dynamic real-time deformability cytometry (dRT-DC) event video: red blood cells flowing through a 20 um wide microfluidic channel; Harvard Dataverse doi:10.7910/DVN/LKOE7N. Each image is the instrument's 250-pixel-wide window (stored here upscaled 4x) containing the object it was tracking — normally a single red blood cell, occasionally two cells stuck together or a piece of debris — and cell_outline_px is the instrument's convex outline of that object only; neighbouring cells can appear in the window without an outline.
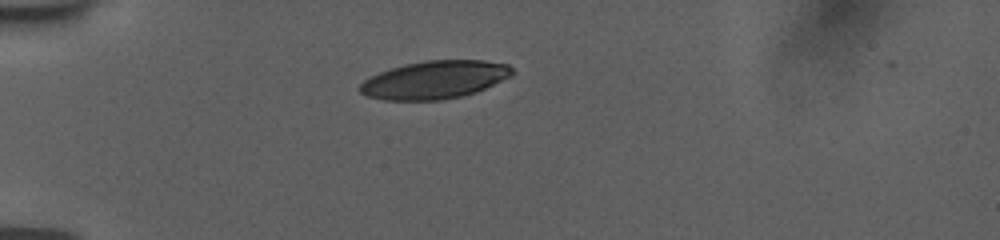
{"species": "human", "species_latin": "Homo sapiens", "temperature_condition": "room temperature", "stored_images_in_passage": 36, "camera_frame_rate_fps": 3000, "um_per_image_px": 0.085, "donor": {"sex": "female"}, "frame": {"image": 1, "passage_image": 1, "time_ms": 0.0, "image_size_px": [1000, 240], "cell_outline_px": [[512, 76], [476, 92], [460, 96], [440, 100], [384, 100], [364, 96], [356, 88], [364, 80], [380, 72], [404, 64], [424, 60], [484, 60], [508, 64], [512, 68]], "centroid_in_image_um": [36.92, 6.78], "position_along_channel_um": 48.1, "area_um2": 33.76}}
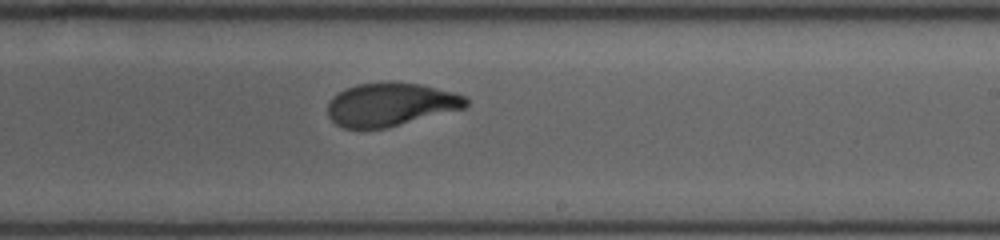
{"frame": {"image": 2, "passage_image": 20, "time_ms": 6.333, "image_size_px": [1000, 240], "cell_outline_px": [[468, 104], [464, 108], [384, 128], [344, 128], [336, 124], [328, 116], [328, 104], [332, 96], [344, 88], [356, 84], [384, 80], [392, 80], [420, 84], [452, 92], [464, 96], [468, 100]], "centroid_in_image_um": [33.15, 8.84], "position_along_channel_um": 255.9, "area_um2": 35.03}}
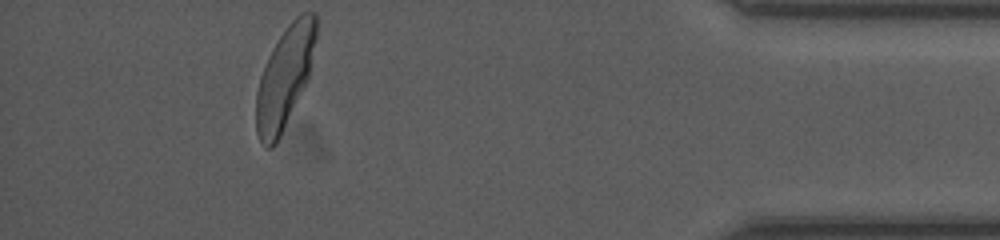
{"frame": {"image": 3, "passage_image": 36, "time_ms": 11.667, "image_size_px": [1000, 240], "cell_outline_px": [[316, 36], [308, 80], [276, 144], [272, 148], [264, 148], [256, 132], [256, 92], [260, 76], [268, 56], [272, 48], [288, 24], [300, 12], [316, 12]], "centroid_in_image_um": [24.19, 6.58], "position_along_channel_um": 411.0, "area_um2": 35.26}, "authors_computed_cell_mechanics": {"area_um2": 35.8071, "velocity_mm_per_s": 3.7419, "shape_relaxation_time_tau1_ms": 3.6211, "shape_relaxation_time_tau2_ms": 1.0802, "deformation_change_tau1": 0.1961, "deformation_change_tau2": 0.0695}}